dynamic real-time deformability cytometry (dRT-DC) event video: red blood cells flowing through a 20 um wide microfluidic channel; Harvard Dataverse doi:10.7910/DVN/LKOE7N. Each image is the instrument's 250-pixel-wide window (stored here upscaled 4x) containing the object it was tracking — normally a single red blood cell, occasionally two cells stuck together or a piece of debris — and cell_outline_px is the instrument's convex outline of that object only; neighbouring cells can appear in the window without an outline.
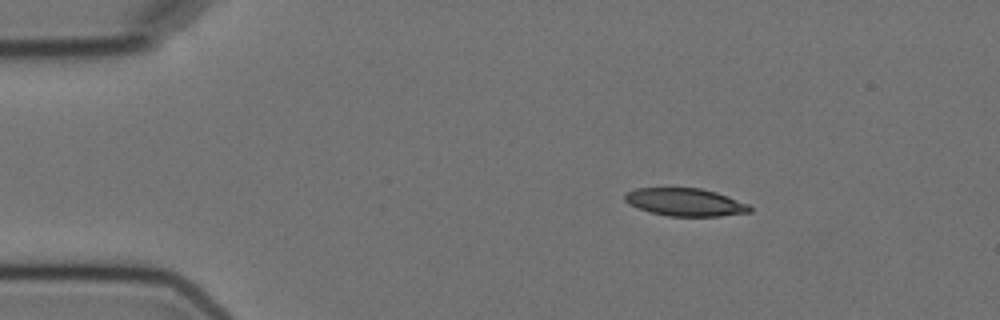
{"species": "Egyptian fruit bat (a non-hibernating species)", "species_latin": "Rousettus aegyptiacus", "temperature_condition": "cold", "stored_images_in_passage": 4, "segment_of_instrument_passage": [1, 2], "camera_frame_rate_fps": 3000, "um_per_image_px": 0.085, "animal": {"sex": "female"}, "frame": {"image": 1, "passage_image": 1, "time_ms": 0.0, "image_size_px": [1000, 320], "cell_outline_px": [[752, 212], [720, 216], [668, 216], [648, 212], [636, 208], [628, 204], [624, 200], [624, 196], [628, 192], [636, 188], [700, 188], [716, 192], [748, 204], [752, 208]], "centroid_in_image_um": [58.22, 17.19], "position_along_channel_um": 26.8, "area_um2": 20.29}}